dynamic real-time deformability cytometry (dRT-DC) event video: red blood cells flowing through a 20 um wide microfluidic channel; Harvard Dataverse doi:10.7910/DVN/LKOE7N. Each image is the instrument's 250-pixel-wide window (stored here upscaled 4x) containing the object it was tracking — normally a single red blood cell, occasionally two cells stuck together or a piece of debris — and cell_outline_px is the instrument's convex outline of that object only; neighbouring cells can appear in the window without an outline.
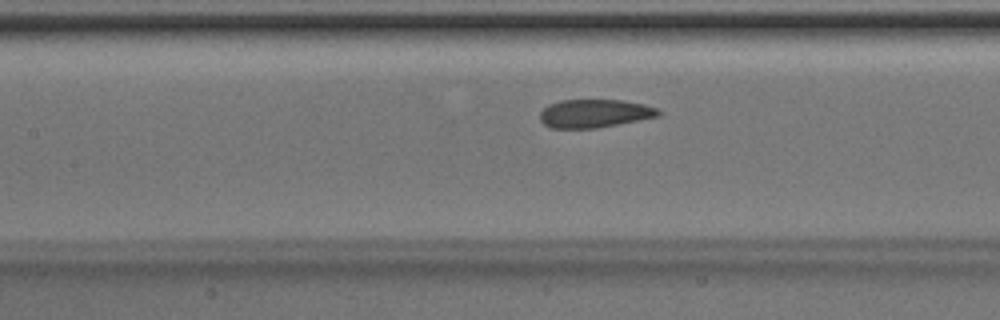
{"species": "Egyptian fruit bat (a non-hibernating species)", "species_latin": "Rousettus aegyptiacus", "temperature_condition": "room temperature", "stored_images_in_passage": 33, "camera_frame_rate_fps": 3000, "um_per_image_px": 0.085, "animal": {"sex": "male"}, "frame": {"image": 1, "passage_image": 7, "time_ms": 2.0, "image_size_px": [1000, 320], "cell_outline_px": [[660, 116], [596, 128], [552, 128], [544, 124], [540, 120], [540, 112], [548, 104], [560, 100], [624, 100], [644, 104], [656, 108], [660, 112]], "centroid_in_image_um": [50.52, 9.64], "position_along_channel_um": 156.9, "area_um2": 19.48}}
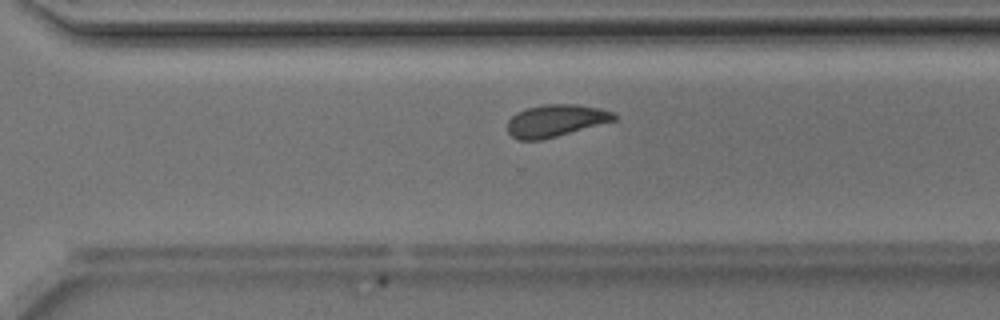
{"frame": {"image": 2, "passage_image": 19, "time_ms": 6.0, "image_size_px": [1000, 320], "cell_outline_px": [[616, 120], [556, 136], [540, 140], [520, 140], [512, 136], [508, 132], [508, 120], [516, 112], [524, 108], [544, 104], [576, 104], [616, 112]], "centroid_in_image_um": [47.21, 10.24], "position_along_channel_um": 323.4, "area_um2": 19.88}}
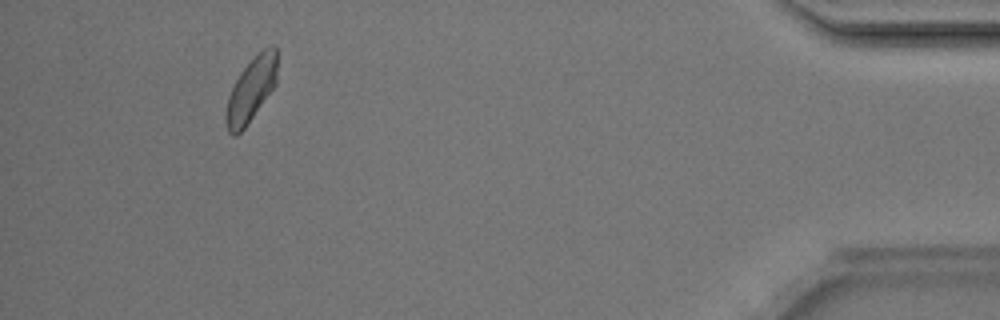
{"frame": {"image": 3, "passage_image": 30, "time_ms": 9.667, "image_size_px": [1000, 320], "cell_outline_px": [[276, 84], [244, 128], [236, 136], [232, 136], [228, 132], [224, 120], [224, 116], [228, 96], [236, 80], [244, 68], [264, 48], [272, 44], [276, 48]], "centroid_in_image_um": [21.32, 7.67], "position_along_channel_um": 413.9, "area_um2": 18.79}}